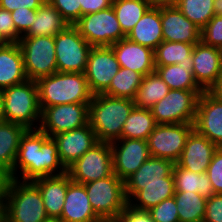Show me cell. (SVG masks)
I'll use <instances>...</instances> for the list:
<instances>
[{
  "label": "cell",
  "instance_id": "obj_25",
  "mask_svg": "<svg viewBox=\"0 0 222 222\" xmlns=\"http://www.w3.org/2000/svg\"><path fill=\"white\" fill-rule=\"evenodd\" d=\"M41 192L48 217L60 218L68 188V173L32 181Z\"/></svg>",
  "mask_w": 222,
  "mask_h": 222
},
{
  "label": "cell",
  "instance_id": "obj_32",
  "mask_svg": "<svg viewBox=\"0 0 222 222\" xmlns=\"http://www.w3.org/2000/svg\"><path fill=\"white\" fill-rule=\"evenodd\" d=\"M175 192H195L210 198L214 192L207 173H195L179 167L176 163L173 168Z\"/></svg>",
  "mask_w": 222,
  "mask_h": 222
},
{
  "label": "cell",
  "instance_id": "obj_35",
  "mask_svg": "<svg viewBox=\"0 0 222 222\" xmlns=\"http://www.w3.org/2000/svg\"><path fill=\"white\" fill-rule=\"evenodd\" d=\"M147 0H113L115 11L123 33L127 36L144 13L150 8Z\"/></svg>",
  "mask_w": 222,
  "mask_h": 222
},
{
  "label": "cell",
  "instance_id": "obj_51",
  "mask_svg": "<svg viewBox=\"0 0 222 222\" xmlns=\"http://www.w3.org/2000/svg\"><path fill=\"white\" fill-rule=\"evenodd\" d=\"M151 7L176 6L179 0H147Z\"/></svg>",
  "mask_w": 222,
  "mask_h": 222
},
{
  "label": "cell",
  "instance_id": "obj_48",
  "mask_svg": "<svg viewBox=\"0 0 222 222\" xmlns=\"http://www.w3.org/2000/svg\"><path fill=\"white\" fill-rule=\"evenodd\" d=\"M113 0H80L81 16L95 13L112 6Z\"/></svg>",
  "mask_w": 222,
  "mask_h": 222
},
{
  "label": "cell",
  "instance_id": "obj_16",
  "mask_svg": "<svg viewBox=\"0 0 222 222\" xmlns=\"http://www.w3.org/2000/svg\"><path fill=\"white\" fill-rule=\"evenodd\" d=\"M193 125L197 133L222 147V100L204 91L198 98Z\"/></svg>",
  "mask_w": 222,
  "mask_h": 222
},
{
  "label": "cell",
  "instance_id": "obj_27",
  "mask_svg": "<svg viewBox=\"0 0 222 222\" xmlns=\"http://www.w3.org/2000/svg\"><path fill=\"white\" fill-rule=\"evenodd\" d=\"M175 195L173 174L166 177V183L140 184V190L128 201L137 210L148 211L165 199Z\"/></svg>",
  "mask_w": 222,
  "mask_h": 222
},
{
  "label": "cell",
  "instance_id": "obj_22",
  "mask_svg": "<svg viewBox=\"0 0 222 222\" xmlns=\"http://www.w3.org/2000/svg\"><path fill=\"white\" fill-rule=\"evenodd\" d=\"M174 164L171 160L150 156L124 181L127 200L140 190V184L166 183V177L172 174Z\"/></svg>",
  "mask_w": 222,
  "mask_h": 222
},
{
  "label": "cell",
  "instance_id": "obj_28",
  "mask_svg": "<svg viewBox=\"0 0 222 222\" xmlns=\"http://www.w3.org/2000/svg\"><path fill=\"white\" fill-rule=\"evenodd\" d=\"M26 130L24 126L16 123L0 122V167L10 174L17 158L20 138Z\"/></svg>",
  "mask_w": 222,
  "mask_h": 222
},
{
  "label": "cell",
  "instance_id": "obj_24",
  "mask_svg": "<svg viewBox=\"0 0 222 222\" xmlns=\"http://www.w3.org/2000/svg\"><path fill=\"white\" fill-rule=\"evenodd\" d=\"M23 56L18 43L0 46V90L27 81Z\"/></svg>",
  "mask_w": 222,
  "mask_h": 222
},
{
  "label": "cell",
  "instance_id": "obj_43",
  "mask_svg": "<svg viewBox=\"0 0 222 222\" xmlns=\"http://www.w3.org/2000/svg\"><path fill=\"white\" fill-rule=\"evenodd\" d=\"M21 37L16 31L11 12L0 7V38L5 43H18Z\"/></svg>",
  "mask_w": 222,
  "mask_h": 222
},
{
  "label": "cell",
  "instance_id": "obj_4",
  "mask_svg": "<svg viewBox=\"0 0 222 222\" xmlns=\"http://www.w3.org/2000/svg\"><path fill=\"white\" fill-rule=\"evenodd\" d=\"M2 92L4 121L22 125L26 129H38L41 110L37 82L27 80L21 84L10 86Z\"/></svg>",
  "mask_w": 222,
  "mask_h": 222
},
{
  "label": "cell",
  "instance_id": "obj_54",
  "mask_svg": "<svg viewBox=\"0 0 222 222\" xmlns=\"http://www.w3.org/2000/svg\"><path fill=\"white\" fill-rule=\"evenodd\" d=\"M99 222H124L120 217L101 218Z\"/></svg>",
  "mask_w": 222,
  "mask_h": 222
},
{
  "label": "cell",
  "instance_id": "obj_38",
  "mask_svg": "<svg viewBox=\"0 0 222 222\" xmlns=\"http://www.w3.org/2000/svg\"><path fill=\"white\" fill-rule=\"evenodd\" d=\"M214 0H179L178 9L200 30L215 16Z\"/></svg>",
  "mask_w": 222,
  "mask_h": 222
},
{
  "label": "cell",
  "instance_id": "obj_6",
  "mask_svg": "<svg viewBox=\"0 0 222 222\" xmlns=\"http://www.w3.org/2000/svg\"><path fill=\"white\" fill-rule=\"evenodd\" d=\"M18 44L28 80L37 81L57 72L55 37L22 36Z\"/></svg>",
  "mask_w": 222,
  "mask_h": 222
},
{
  "label": "cell",
  "instance_id": "obj_1",
  "mask_svg": "<svg viewBox=\"0 0 222 222\" xmlns=\"http://www.w3.org/2000/svg\"><path fill=\"white\" fill-rule=\"evenodd\" d=\"M66 172L60 162L57 144L53 137H49L39 129H27L20 138L11 178L34 181L41 177L57 176Z\"/></svg>",
  "mask_w": 222,
  "mask_h": 222
},
{
  "label": "cell",
  "instance_id": "obj_46",
  "mask_svg": "<svg viewBox=\"0 0 222 222\" xmlns=\"http://www.w3.org/2000/svg\"><path fill=\"white\" fill-rule=\"evenodd\" d=\"M46 0H0V7L12 12L18 8L37 10Z\"/></svg>",
  "mask_w": 222,
  "mask_h": 222
},
{
  "label": "cell",
  "instance_id": "obj_33",
  "mask_svg": "<svg viewBox=\"0 0 222 222\" xmlns=\"http://www.w3.org/2000/svg\"><path fill=\"white\" fill-rule=\"evenodd\" d=\"M156 125L151 109L135 106L124 123L121 138L147 140Z\"/></svg>",
  "mask_w": 222,
  "mask_h": 222
},
{
  "label": "cell",
  "instance_id": "obj_52",
  "mask_svg": "<svg viewBox=\"0 0 222 222\" xmlns=\"http://www.w3.org/2000/svg\"><path fill=\"white\" fill-rule=\"evenodd\" d=\"M213 7H214L215 16L222 15V0H214Z\"/></svg>",
  "mask_w": 222,
  "mask_h": 222
},
{
  "label": "cell",
  "instance_id": "obj_34",
  "mask_svg": "<svg viewBox=\"0 0 222 222\" xmlns=\"http://www.w3.org/2000/svg\"><path fill=\"white\" fill-rule=\"evenodd\" d=\"M179 222H203L207 198L199 193L175 192Z\"/></svg>",
  "mask_w": 222,
  "mask_h": 222
},
{
  "label": "cell",
  "instance_id": "obj_12",
  "mask_svg": "<svg viewBox=\"0 0 222 222\" xmlns=\"http://www.w3.org/2000/svg\"><path fill=\"white\" fill-rule=\"evenodd\" d=\"M193 130V123L157 124L147 138L150 156L168 159L176 163Z\"/></svg>",
  "mask_w": 222,
  "mask_h": 222
},
{
  "label": "cell",
  "instance_id": "obj_5",
  "mask_svg": "<svg viewBox=\"0 0 222 222\" xmlns=\"http://www.w3.org/2000/svg\"><path fill=\"white\" fill-rule=\"evenodd\" d=\"M4 207L6 222H43L48 218L41 192L32 181L12 179Z\"/></svg>",
  "mask_w": 222,
  "mask_h": 222
},
{
  "label": "cell",
  "instance_id": "obj_42",
  "mask_svg": "<svg viewBox=\"0 0 222 222\" xmlns=\"http://www.w3.org/2000/svg\"><path fill=\"white\" fill-rule=\"evenodd\" d=\"M206 173L214 194H222V147L214 153Z\"/></svg>",
  "mask_w": 222,
  "mask_h": 222
},
{
  "label": "cell",
  "instance_id": "obj_11",
  "mask_svg": "<svg viewBox=\"0 0 222 222\" xmlns=\"http://www.w3.org/2000/svg\"><path fill=\"white\" fill-rule=\"evenodd\" d=\"M72 181L86 184L113 173V155L109 142L99 141L68 169Z\"/></svg>",
  "mask_w": 222,
  "mask_h": 222
},
{
  "label": "cell",
  "instance_id": "obj_56",
  "mask_svg": "<svg viewBox=\"0 0 222 222\" xmlns=\"http://www.w3.org/2000/svg\"><path fill=\"white\" fill-rule=\"evenodd\" d=\"M43 222H64L61 218L48 217Z\"/></svg>",
  "mask_w": 222,
  "mask_h": 222
},
{
  "label": "cell",
  "instance_id": "obj_20",
  "mask_svg": "<svg viewBox=\"0 0 222 222\" xmlns=\"http://www.w3.org/2000/svg\"><path fill=\"white\" fill-rule=\"evenodd\" d=\"M218 146L193 130L186 140L182 154L176 164L195 173H205Z\"/></svg>",
  "mask_w": 222,
  "mask_h": 222
},
{
  "label": "cell",
  "instance_id": "obj_2",
  "mask_svg": "<svg viewBox=\"0 0 222 222\" xmlns=\"http://www.w3.org/2000/svg\"><path fill=\"white\" fill-rule=\"evenodd\" d=\"M135 107L134 100L112 97L106 94L93 95L89 103V125L98 141L113 142L121 139L124 123Z\"/></svg>",
  "mask_w": 222,
  "mask_h": 222
},
{
  "label": "cell",
  "instance_id": "obj_39",
  "mask_svg": "<svg viewBox=\"0 0 222 222\" xmlns=\"http://www.w3.org/2000/svg\"><path fill=\"white\" fill-rule=\"evenodd\" d=\"M154 222H179L177 205L174 196L163 200L148 210Z\"/></svg>",
  "mask_w": 222,
  "mask_h": 222
},
{
  "label": "cell",
  "instance_id": "obj_14",
  "mask_svg": "<svg viewBox=\"0 0 222 222\" xmlns=\"http://www.w3.org/2000/svg\"><path fill=\"white\" fill-rule=\"evenodd\" d=\"M119 69V62L110 46L92 47L84 72L90 92L102 94Z\"/></svg>",
  "mask_w": 222,
  "mask_h": 222
},
{
  "label": "cell",
  "instance_id": "obj_23",
  "mask_svg": "<svg viewBox=\"0 0 222 222\" xmlns=\"http://www.w3.org/2000/svg\"><path fill=\"white\" fill-rule=\"evenodd\" d=\"M60 218L64 222H99L89 202L84 184L71 180L68 174V188Z\"/></svg>",
  "mask_w": 222,
  "mask_h": 222
},
{
  "label": "cell",
  "instance_id": "obj_44",
  "mask_svg": "<svg viewBox=\"0 0 222 222\" xmlns=\"http://www.w3.org/2000/svg\"><path fill=\"white\" fill-rule=\"evenodd\" d=\"M11 17L16 27V31L23 36L32 26L36 17V10L18 8L11 12Z\"/></svg>",
  "mask_w": 222,
  "mask_h": 222
},
{
  "label": "cell",
  "instance_id": "obj_8",
  "mask_svg": "<svg viewBox=\"0 0 222 222\" xmlns=\"http://www.w3.org/2000/svg\"><path fill=\"white\" fill-rule=\"evenodd\" d=\"M204 90L170 89L152 108L156 124L194 123L199 96Z\"/></svg>",
  "mask_w": 222,
  "mask_h": 222
},
{
  "label": "cell",
  "instance_id": "obj_41",
  "mask_svg": "<svg viewBox=\"0 0 222 222\" xmlns=\"http://www.w3.org/2000/svg\"><path fill=\"white\" fill-rule=\"evenodd\" d=\"M47 2L60 12L69 25H74L81 17L80 0H48Z\"/></svg>",
  "mask_w": 222,
  "mask_h": 222
},
{
  "label": "cell",
  "instance_id": "obj_49",
  "mask_svg": "<svg viewBox=\"0 0 222 222\" xmlns=\"http://www.w3.org/2000/svg\"><path fill=\"white\" fill-rule=\"evenodd\" d=\"M11 180L10 172L5 168L0 167V206L5 205L7 191Z\"/></svg>",
  "mask_w": 222,
  "mask_h": 222
},
{
  "label": "cell",
  "instance_id": "obj_9",
  "mask_svg": "<svg viewBox=\"0 0 222 222\" xmlns=\"http://www.w3.org/2000/svg\"><path fill=\"white\" fill-rule=\"evenodd\" d=\"M74 26L92 47L112 46L126 38L112 6L82 15Z\"/></svg>",
  "mask_w": 222,
  "mask_h": 222
},
{
  "label": "cell",
  "instance_id": "obj_7",
  "mask_svg": "<svg viewBox=\"0 0 222 222\" xmlns=\"http://www.w3.org/2000/svg\"><path fill=\"white\" fill-rule=\"evenodd\" d=\"M89 202L100 218L119 217L128 205L124 181L114 173L84 184Z\"/></svg>",
  "mask_w": 222,
  "mask_h": 222
},
{
  "label": "cell",
  "instance_id": "obj_55",
  "mask_svg": "<svg viewBox=\"0 0 222 222\" xmlns=\"http://www.w3.org/2000/svg\"><path fill=\"white\" fill-rule=\"evenodd\" d=\"M0 222H6V212L4 206H0Z\"/></svg>",
  "mask_w": 222,
  "mask_h": 222
},
{
  "label": "cell",
  "instance_id": "obj_26",
  "mask_svg": "<svg viewBox=\"0 0 222 222\" xmlns=\"http://www.w3.org/2000/svg\"><path fill=\"white\" fill-rule=\"evenodd\" d=\"M126 38L155 50L163 41L160 7H150Z\"/></svg>",
  "mask_w": 222,
  "mask_h": 222
},
{
  "label": "cell",
  "instance_id": "obj_53",
  "mask_svg": "<svg viewBox=\"0 0 222 222\" xmlns=\"http://www.w3.org/2000/svg\"><path fill=\"white\" fill-rule=\"evenodd\" d=\"M4 121V99L3 92L0 90V122Z\"/></svg>",
  "mask_w": 222,
  "mask_h": 222
},
{
  "label": "cell",
  "instance_id": "obj_36",
  "mask_svg": "<svg viewBox=\"0 0 222 222\" xmlns=\"http://www.w3.org/2000/svg\"><path fill=\"white\" fill-rule=\"evenodd\" d=\"M142 79V74L120 67L103 94L134 100Z\"/></svg>",
  "mask_w": 222,
  "mask_h": 222
},
{
  "label": "cell",
  "instance_id": "obj_37",
  "mask_svg": "<svg viewBox=\"0 0 222 222\" xmlns=\"http://www.w3.org/2000/svg\"><path fill=\"white\" fill-rule=\"evenodd\" d=\"M155 67V71L170 89L203 90L195 81L192 70H186L179 64Z\"/></svg>",
  "mask_w": 222,
  "mask_h": 222
},
{
  "label": "cell",
  "instance_id": "obj_15",
  "mask_svg": "<svg viewBox=\"0 0 222 222\" xmlns=\"http://www.w3.org/2000/svg\"><path fill=\"white\" fill-rule=\"evenodd\" d=\"M113 173L125 181L150 157L147 140L121 138L110 143Z\"/></svg>",
  "mask_w": 222,
  "mask_h": 222
},
{
  "label": "cell",
  "instance_id": "obj_18",
  "mask_svg": "<svg viewBox=\"0 0 222 222\" xmlns=\"http://www.w3.org/2000/svg\"><path fill=\"white\" fill-rule=\"evenodd\" d=\"M192 61L195 81L204 91H209L222 73V49L200 41L194 46Z\"/></svg>",
  "mask_w": 222,
  "mask_h": 222
},
{
  "label": "cell",
  "instance_id": "obj_10",
  "mask_svg": "<svg viewBox=\"0 0 222 222\" xmlns=\"http://www.w3.org/2000/svg\"><path fill=\"white\" fill-rule=\"evenodd\" d=\"M92 46L74 25H68L55 36L57 72L84 73Z\"/></svg>",
  "mask_w": 222,
  "mask_h": 222
},
{
  "label": "cell",
  "instance_id": "obj_45",
  "mask_svg": "<svg viewBox=\"0 0 222 222\" xmlns=\"http://www.w3.org/2000/svg\"><path fill=\"white\" fill-rule=\"evenodd\" d=\"M203 222H222V194L207 198Z\"/></svg>",
  "mask_w": 222,
  "mask_h": 222
},
{
  "label": "cell",
  "instance_id": "obj_17",
  "mask_svg": "<svg viewBox=\"0 0 222 222\" xmlns=\"http://www.w3.org/2000/svg\"><path fill=\"white\" fill-rule=\"evenodd\" d=\"M61 164L67 170L99 141L89 123L83 127L53 136Z\"/></svg>",
  "mask_w": 222,
  "mask_h": 222
},
{
  "label": "cell",
  "instance_id": "obj_50",
  "mask_svg": "<svg viewBox=\"0 0 222 222\" xmlns=\"http://www.w3.org/2000/svg\"><path fill=\"white\" fill-rule=\"evenodd\" d=\"M209 92L216 98L222 100V73L218 77L216 83L209 89Z\"/></svg>",
  "mask_w": 222,
  "mask_h": 222
},
{
  "label": "cell",
  "instance_id": "obj_30",
  "mask_svg": "<svg viewBox=\"0 0 222 222\" xmlns=\"http://www.w3.org/2000/svg\"><path fill=\"white\" fill-rule=\"evenodd\" d=\"M68 25L60 15V12L46 1L36 10V17L33 24L23 36L55 37Z\"/></svg>",
  "mask_w": 222,
  "mask_h": 222
},
{
  "label": "cell",
  "instance_id": "obj_3",
  "mask_svg": "<svg viewBox=\"0 0 222 222\" xmlns=\"http://www.w3.org/2000/svg\"><path fill=\"white\" fill-rule=\"evenodd\" d=\"M36 82L40 110L59 104L90 103L93 97L84 73L56 72Z\"/></svg>",
  "mask_w": 222,
  "mask_h": 222
},
{
  "label": "cell",
  "instance_id": "obj_57",
  "mask_svg": "<svg viewBox=\"0 0 222 222\" xmlns=\"http://www.w3.org/2000/svg\"><path fill=\"white\" fill-rule=\"evenodd\" d=\"M5 44V42L0 38V46Z\"/></svg>",
  "mask_w": 222,
  "mask_h": 222
},
{
  "label": "cell",
  "instance_id": "obj_47",
  "mask_svg": "<svg viewBox=\"0 0 222 222\" xmlns=\"http://www.w3.org/2000/svg\"><path fill=\"white\" fill-rule=\"evenodd\" d=\"M119 217L124 222H154L148 211L137 210L127 205L119 214Z\"/></svg>",
  "mask_w": 222,
  "mask_h": 222
},
{
  "label": "cell",
  "instance_id": "obj_19",
  "mask_svg": "<svg viewBox=\"0 0 222 222\" xmlns=\"http://www.w3.org/2000/svg\"><path fill=\"white\" fill-rule=\"evenodd\" d=\"M164 41L197 44L201 41L200 28L186 18L177 6H161Z\"/></svg>",
  "mask_w": 222,
  "mask_h": 222
},
{
  "label": "cell",
  "instance_id": "obj_40",
  "mask_svg": "<svg viewBox=\"0 0 222 222\" xmlns=\"http://www.w3.org/2000/svg\"><path fill=\"white\" fill-rule=\"evenodd\" d=\"M201 41L205 45L222 49V15L214 16L201 29Z\"/></svg>",
  "mask_w": 222,
  "mask_h": 222
},
{
  "label": "cell",
  "instance_id": "obj_31",
  "mask_svg": "<svg viewBox=\"0 0 222 222\" xmlns=\"http://www.w3.org/2000/svg\"><path fill=\"white\" fill-rule=\"evenodd\" d=\"M169 86L154 71L143 76L137 90L134 103L136 107L151 109L158 101L162 100L169 92Z\"/></svg>",
  "mask_w": 222,
  "mask_h": 222
},
{
  "label": "cell",
  "instance_id": "obj_29",
  "mask_svg": "<svg viewBox=\"0 0 222 222\" xmlns=\"http://www.w3.org/2000/svg\"><path fill=\"white\" fill-rule=\"evenodd\" d=\"M194 46L195 44L163 40L154 50L155 66L179 64L186 70H192Z\"/></svg>",
  "mask_w": 222,
  "mask_h": 222
},
{
  "label": "cell",
  "instance_id": "obj_21",
  "mask_svg": "<svg viewBox=\"0 0 222 222\" xmlns=\"http://www.w3.org/2000/svg\"><path fill=\"white\" fill-rule=\"evenodd\" d=\"M110 47L113 49L120 67L130 69L143 76L155 71L153 49L134 43L127 38L115 42Z\"/></svg>",
  "mask_w": 222,
  "mask_h": 222
},
{
  "label": "cell",
  "instance_id": "obj_13",
  "mask_svg": "<svg viewBox=\"0 0 222 222\" xmlns=\"http://www.w3.org/2000/svg\"><path fill=\"white\" fill-rule=\"evenodd\" d=\"M89 103L59 104L41 110L38 129L49 137L89 123Z\"/></svg>",
  "mask_w": 222,
  "mask_h": 222
}]
</instances>
